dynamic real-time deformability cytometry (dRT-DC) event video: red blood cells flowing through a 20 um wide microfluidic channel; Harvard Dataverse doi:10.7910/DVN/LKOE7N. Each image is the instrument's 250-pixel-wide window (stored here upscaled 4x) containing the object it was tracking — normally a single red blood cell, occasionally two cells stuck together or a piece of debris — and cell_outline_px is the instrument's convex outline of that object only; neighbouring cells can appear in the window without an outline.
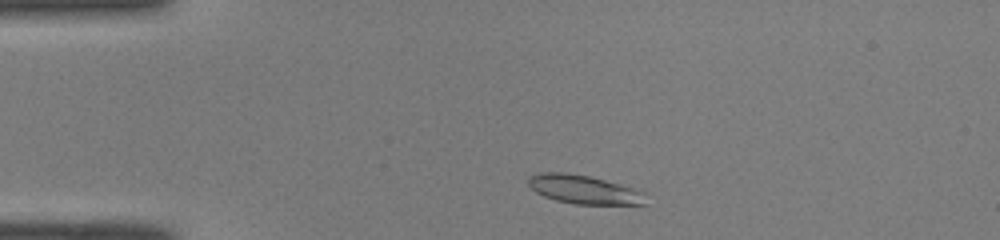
{"species": "common noctule bat (a hibernating species)", "species_latin": "Nyctalus noctula", "temperature_condition": "room temperature", "stored_images_in_passage": 42, "camera_frame_rate_fps": 3000, "um_per_image_px": 0.085, "animal": {"sex": "male", "body_mass_g": 19.0, "forearm_length_mm": 50.8}, "frame": {"image": 1, "passage_image": 3, "time_ms": 0.667, "image_size_px": [1000, 240], "cell_outline_px": [[648, 204], [576, 204], [556, 200], [544, 196], [536, 192], [528, 184], [528, 176], [540, 172], [564, 172], [588, 176], [604, 180], [632, 188], [644, 192]], "centroid_in_image_um": [49.61, 16.11], "position_along_channel_um": 35.4, "area_um2": 19.48}}
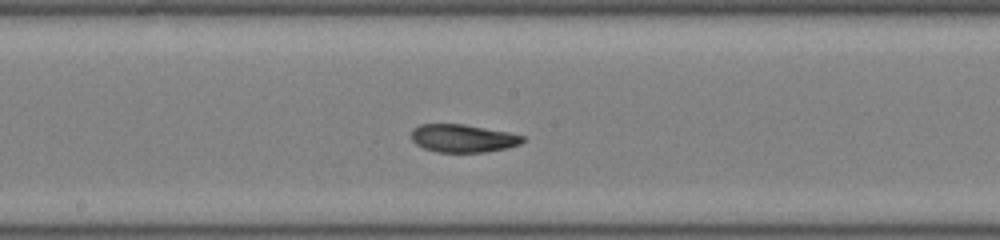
{"frame": {"image": 2, "passage_image": 19, "time_ms": 6.0, "image_size_px": [1000, 240], "cell_outline_px": [[524, 140], [520, 144], [508, 148], [484, 152], [436, 152], [424, 148], [416, 144], [412, 140], [412, 128], [420, 124], [464, 124], [508, 132], [524, 136]], "centroid_in_image_um": [39.34, 11.75], "position_along_channel_um": 208.9, "area_um2": 18.15}}
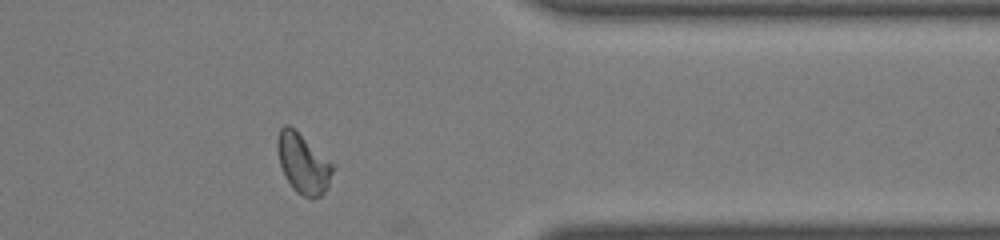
{"frame": {"image": 3, "passage_image": 33, "time_ms": 10.667, "image_size_px": [1000, 240], "cell_outline_px": [[336, 164], [328, 188], [320, 196], [312, 200], [296, 192], [292, 188], [284, 176], [280, 164], [276, 148], [276, 140], [280, 128], [284, 124], [288, 124]], "centroid_in_image_um": [25.78, 13.91], "position_along_channel_um": 385.6, "area_um2": 19.77}, "authors_computed_cell_mechanics": {"area_um2": 18.6983, "velocity_mm_per_s": 4.0509, "shape_relaxation_time_tau1_ms": 6.7389, "shape_relaxation_time_tau2_ms": 1.6192, "deformation_change_tau1": 0.1835, "deformation_change_tau2": 0.0727}}